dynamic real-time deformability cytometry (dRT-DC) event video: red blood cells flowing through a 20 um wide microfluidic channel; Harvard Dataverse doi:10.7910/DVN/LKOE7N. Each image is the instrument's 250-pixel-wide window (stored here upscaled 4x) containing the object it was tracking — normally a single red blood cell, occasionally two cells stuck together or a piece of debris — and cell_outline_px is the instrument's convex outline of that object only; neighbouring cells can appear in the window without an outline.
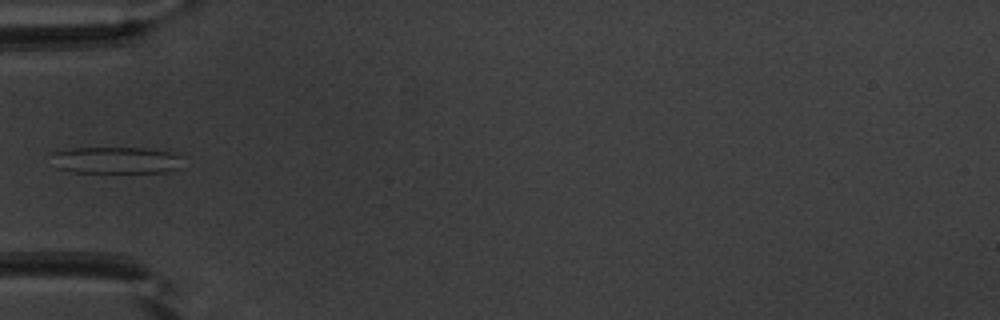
{"species": "common noctule bat (a hibernating species)", "species_latin": "Nyctalus noctula", "temperature_condition": "warm", "stored_images_in_passage": 21, "camera_frame_rate_fps": 3000, "um_per_image_px": 0.085, "animal": {"sex": "male", "body_mass_g": 20.1, "forearm_length_mm": 53.5}, "frame": {"image": 1, "passage_image": 1, "time_ms": 0.0, "image_size_px": [1000, 320], "cell_outline_px": [[184, 168], [168, 172], [72, 172], [56, 168], [52, 152], [72, 148], [144, 148], [168, 152], [180, 156]], "centroid_in_image_um": [9.9, 13.63], "position_along_channel_um": 75.1, "area_um2": 20.52}}
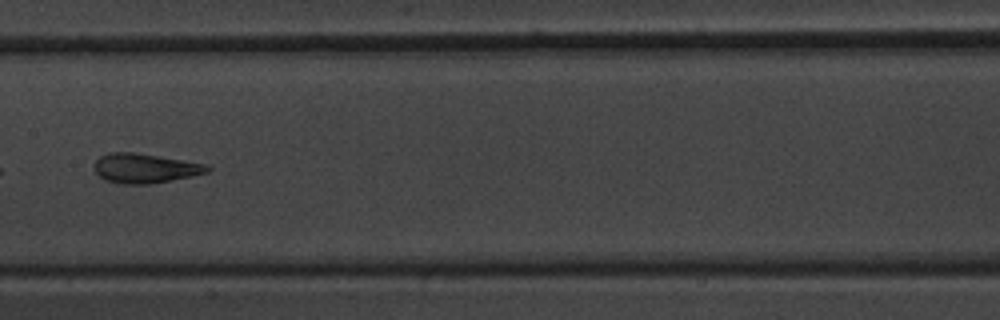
{"frame": {"image": 2, "passage_image": 10, "time_ms": 3.0, "image_size_px": [1000, 320], "cell_outline_px": [[212, 168], [208, 172], [192, 176], [152, 184], [124, 184], [104, 180], [92, 168], [96, 160], [100, 156], [108, 152], [132, 152], [208, 164]], "centroid_in_image_um": [12.31, 14.3], "position_along_channel_um": 195.1, "area_um2": 19.54}}